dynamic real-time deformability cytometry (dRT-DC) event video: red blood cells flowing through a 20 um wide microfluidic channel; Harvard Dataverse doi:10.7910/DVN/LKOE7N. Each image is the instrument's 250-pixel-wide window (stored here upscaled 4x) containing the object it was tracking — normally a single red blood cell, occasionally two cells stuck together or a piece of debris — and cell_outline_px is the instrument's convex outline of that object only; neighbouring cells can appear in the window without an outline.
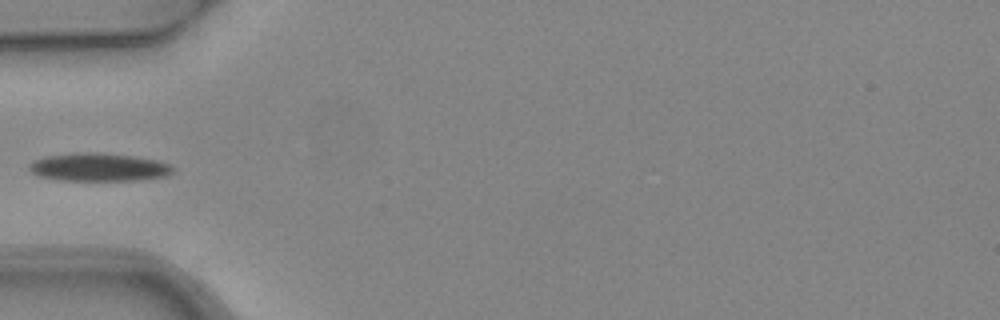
{"species": "common noctule bat (a hibernating species)", "species_latin": "Nyctalus noctula", "temperature_condition": "warm", "stored_images_in_passage": 1, "camera_frame_rate_fps": 3000, "um_per_image_px": 0.085, "animal": {"sex": "female", "body_mass_g": 24.6, "forearm_length_mm": 56.2}, "frame": {"image": 1, "passage_image": 1, "time_ms": 0.0, "image_size_px": [1000, 320], "cell_outline_px": [[176, 168], [168, 176], [136, 180], [60, 180], [36, 176], [28, 168], [28, 164], [44, 156], [80, 152], [96, 152], [132, 156], [156, 160], [168, 164]], "centroid_in_image_um": [8.37, 14.21], "position_along_channel_um": 76.6, "area_um2": 23.52}}